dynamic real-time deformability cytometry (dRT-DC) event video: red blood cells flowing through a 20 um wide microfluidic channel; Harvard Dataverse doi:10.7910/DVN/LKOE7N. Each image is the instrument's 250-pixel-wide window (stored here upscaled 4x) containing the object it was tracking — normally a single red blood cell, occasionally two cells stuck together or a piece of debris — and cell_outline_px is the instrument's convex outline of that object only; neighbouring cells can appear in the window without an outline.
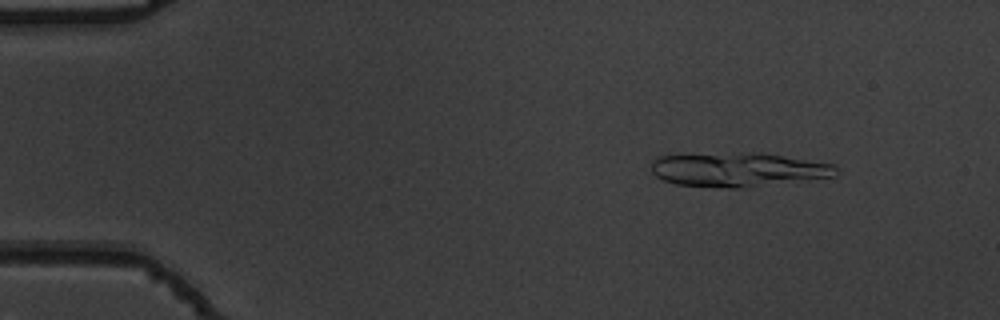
{"species": "common noctule bat (a hibernating species)", "species_latin": "Nyctalus noctula", "temperature_condition": "warm", "stored_images_in_passage": 12, "camera_frame_rate_fps": 3000, "um_per_image_px": 0.085, "animal": {"sex": "male", "body_mass_g": 19.5, "forearm_length_mm": 54.6}, "frame": {"image": 1, "passage_image": 6, "time_ms": 1.667, "image_size_px": [1000, 320], "cell_outline_px": [[840, 172], [836, 176], [748, 188], [728, 188], [676, 184], [664, 180], [656, 176], [652, 172], [652, 160], [656, 156], [752, 152], [760, 152], [836, 164], [840, 168]], "centroid_in_image_um": [62.82, 14.42], "position_along_channel_um": 22.2, "area_um2": 37.17}}